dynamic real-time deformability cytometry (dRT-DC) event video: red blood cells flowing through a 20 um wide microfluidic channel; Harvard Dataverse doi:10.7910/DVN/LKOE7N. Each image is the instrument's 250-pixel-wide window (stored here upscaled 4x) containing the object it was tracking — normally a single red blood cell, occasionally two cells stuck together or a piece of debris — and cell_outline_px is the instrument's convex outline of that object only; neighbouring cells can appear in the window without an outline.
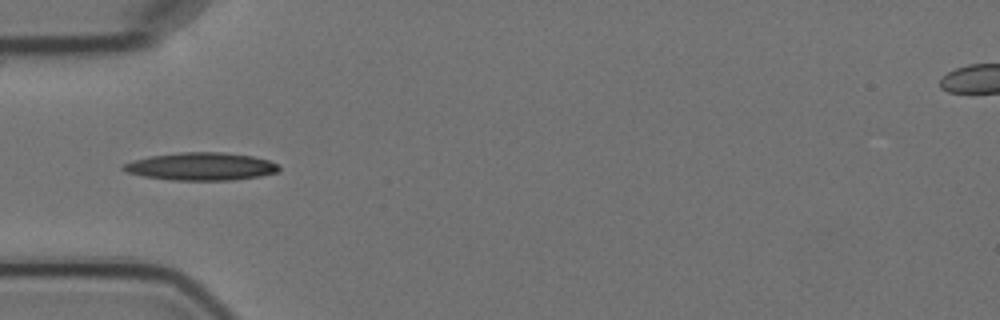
{"species": "Egyptian fruit bat (a non-hibernating species)", "species_latin": "Rousettus aegyptiacus", "temperature_condition": "cold", "stored_images_in_passage": 6, "camera_frame_rate_fps": 3000, "um_per_image_px": 0.085, "animal": {"sex": "female"}, "frame": {"image": 1, "passage_image": 5, "time_ms": 4.667, "image_size_px": [1000, 320], "cell_outline_px": [[280, 172], [260, 176], [232, 180], [172, 180], [144, 176], [128, 172], [120, 168], [124, 164], [132, 160], [148, 156], [180, 152], [224, 152], [252, 156], [268, 160], [276, 164], [280, 168]], "centroid_in_image_um": [17.09, 14.14], "position_along_channel_um": 67.9, "area_um2": 25.2}}
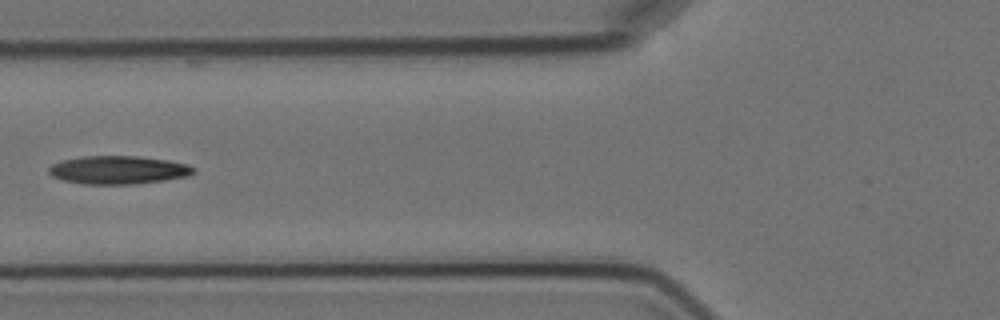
{"frame": {"image": 2, "passage_image": 6, "time_ms": 6.0, "image_size_px": [1000, 320], "cell_outline_px": [[196, 172], [188, 176], [164, 180], [136, 184], [84, 184], [64, 180], [52, 176], [48, 172], [48, 168], [52, 164], [64, 160], [80, 156], [140, 156], [168, 160], [188, 164], [196, 168]], "centroid_in_image_um": [10.08, 14.44], "position_along_channel_um": 115.7, "area_um2": 23.93}}